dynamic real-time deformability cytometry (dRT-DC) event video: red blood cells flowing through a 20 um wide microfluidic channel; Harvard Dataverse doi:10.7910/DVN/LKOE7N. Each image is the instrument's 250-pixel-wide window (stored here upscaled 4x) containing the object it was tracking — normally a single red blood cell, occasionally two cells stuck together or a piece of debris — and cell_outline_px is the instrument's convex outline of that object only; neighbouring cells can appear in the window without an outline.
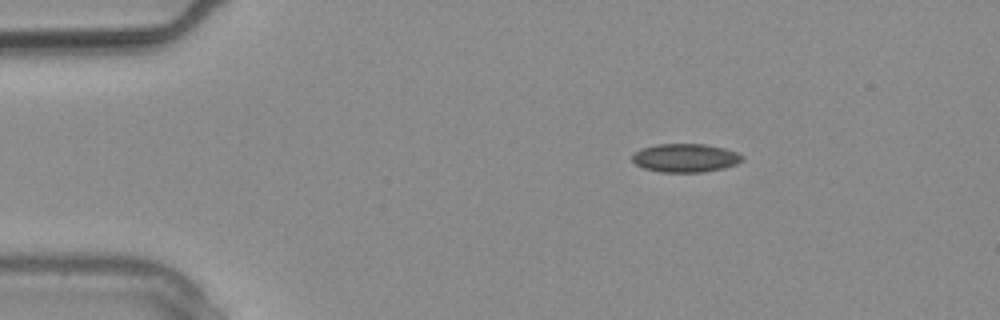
{"species": "common noctule bat (a hibernating species)", "species_latin": "Nyctalus noctula", "temperature_condition": "warm", "stored_images_in_passage": 2, "camera_frame_rate_fps": 3000, "um_per_image_px": 0.085, "animal": {"sex": "male", "body_mass_g": 20.4}, "frame": {"image": 1, "passage_image": 2, "time_ms": 0.333, "image_size_px": [1000, 320], "cell_outline_px": [[744, 160], [736, 164], [724, 168], [704, 172], [660, 172], [644, 168], [636, 164], [632, 160], [632, 156], [640, 148], [656, 144], [704, 144], [724, 148], [736, 152], [744, 156]], "centroid_in_image_um": [58.27, 13.42], "position_along_channel_um": 26.7, "area_um2": 18.32}}